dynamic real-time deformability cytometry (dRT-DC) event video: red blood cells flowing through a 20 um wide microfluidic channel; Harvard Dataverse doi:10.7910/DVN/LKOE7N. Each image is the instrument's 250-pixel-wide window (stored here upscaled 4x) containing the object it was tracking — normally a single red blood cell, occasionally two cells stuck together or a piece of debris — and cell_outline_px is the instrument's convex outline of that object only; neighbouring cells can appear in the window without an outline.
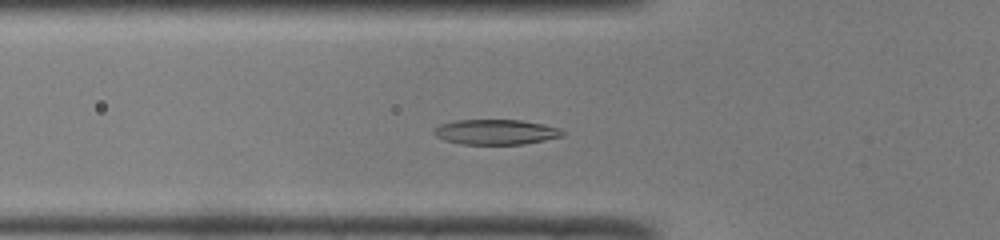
{"species": "common noctule bat (a hibernating species)", "species_latin": "Nyctalus noctula", "temperature_condition": "room temperature", "stored_images_in_passage": 45, "camera_frame_rate_fps": 3000, "um_per_image_px": 0.085, "animal": {"sex": "male", "body_mass_g": 19.0, "forearm_length_mm": 50.8}, "frame": {"image": 1, "passage_image": 12, "time_ms": 3.667, "image_size_px": [1000, 240], "cell_outline_px": [[564, 136], [524, 144], [460, 144], [444, 140], [436, 136], [432, 132], [432, 128], [440, 124], [456, 120], [524, 120], [544, 124], [560, 128], [564, 132]], "centroid_in_image_um": [42.13, 11.21], "position_along_channel_um": 83.7, "area_um2": 19.02}}
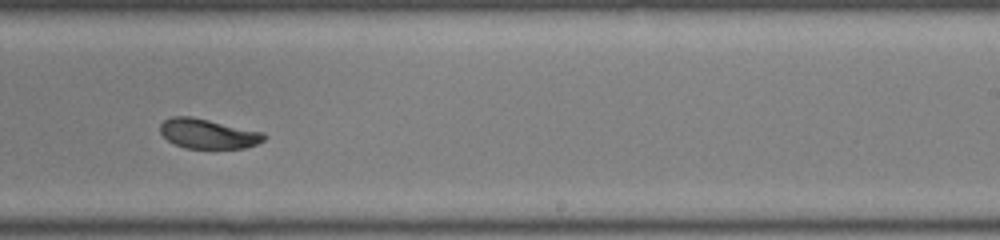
{"frame": {"image": 2, "passage_image": 26, "time_ms": 8.333, "image_size_px": [1000, 240], "cell_outline_px": [[268, 136], [264, 140], [256, 144], [244, 148], [184, 148], [168, 140], [160, 132], [160, 124], [164, 120], [172, 116], [192, 116], [264, 132]], "centroid_in_image_um": [17.7, 11.36], "position_along_channel_um": 271.3, "area_um2": 18.03}}
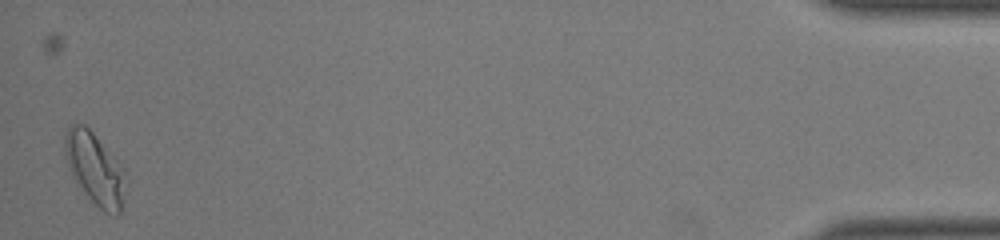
{"frame": {"image": 3, "passage_image": 44, "time_ms": 14.333, "image_size_px": [1000, 240], "cell_outline_px": [[128, 176], [124, 204], [120, 212], [116, 216], [112, 216], [104, 212], [84, 192], [72, 176], [68, 168], [64, 156], [64, 132], [72, 124], [84, 124], [92, 132], [124, 168]], "centroid_in_image_um": [8.1, 14.37], "position_along_channel_um": 427.1, "area_um2": 25.89}, "authors_computed_cell_mechanics": {"area_um2": 18.785, "velocity_mm_per_s": 4.0256, "shape_relaxation_time_tau1_ms": 4.2185, "shape_relaxation_time_tau2_ms": 1.3042, "deformation_change_tau1": 0.1507, "deformation_change_tau2": 0.0633}}